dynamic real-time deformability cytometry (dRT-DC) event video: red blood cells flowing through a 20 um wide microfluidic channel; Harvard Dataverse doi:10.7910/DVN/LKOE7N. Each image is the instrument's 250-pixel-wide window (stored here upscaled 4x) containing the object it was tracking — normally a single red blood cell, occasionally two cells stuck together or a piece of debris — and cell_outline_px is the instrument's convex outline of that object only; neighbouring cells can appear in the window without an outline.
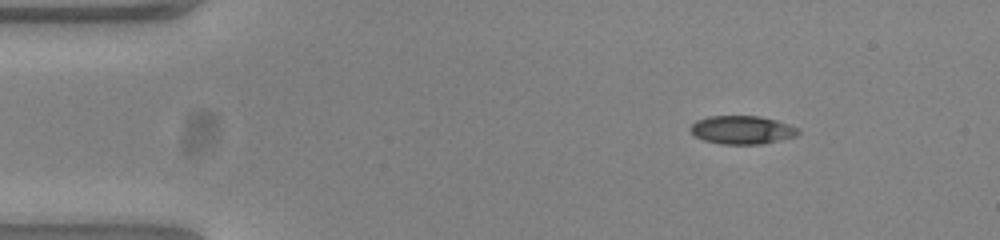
{"species": "common noctule bat (a hibernating species)", "species_latin": "Nyctalus noctula", "temperature_condition": "warm", "stored_images_in_passage": 47, "camera_frame_rate_fps": 3000, "um_per_image_px": 0.085, "animal": {"sex": "female", "body_mass_g": 23.0, "forearm_length_mm": 53.4}, "frame": {"image": 1, "passage_image": 1, "time_ms": 0.0, "image_size_px": [1000, 240], "cell_outline_px": [[800, 132], [796, 136], [780, 140], [760, 144], [720, 144], [704, 140], [696, 136], [688, 128], [696, 120], [708, 116], [760, 116], [776, 120], [800, 128]], "centroid_in_image_um": [63.08, 11.04], "position_along_channel_um": 21.9, "area_um2": 17.86}}
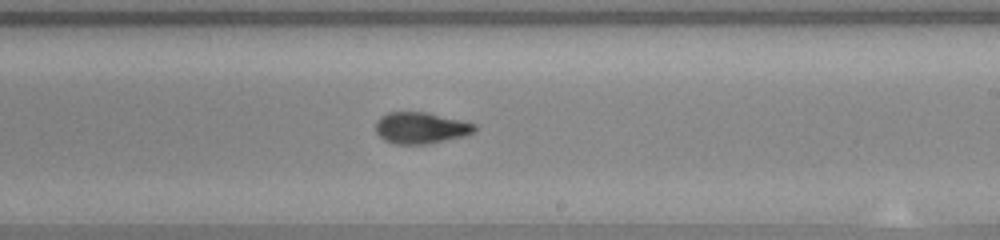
{"frame": {"image": 2, "passage_image": 25, "time_ms": 8.0, "image_size_px": [1000, 240], "cell_outline_px": [[476, 128], [472, 132], [464, 136], [428, 144], [396, 144], [384, 140], [376, 132], [376, 120], [380, 116], [388, 112], [428, 112], [476, 124]], "centroid_in_image_um": [35.74, 10.87], "position_along_channel_um": 253.3, "area_um2": 18.09}}
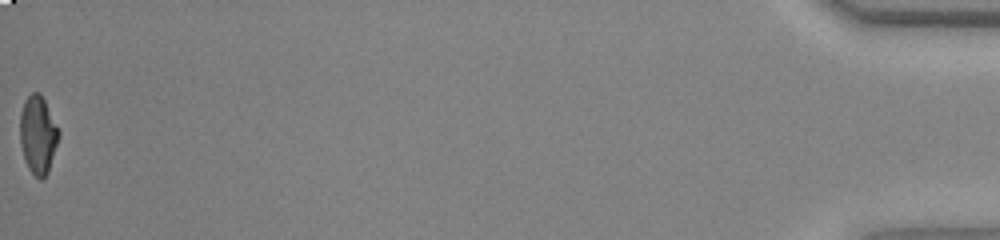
{"frame": {"image": 3, "passage_image": 47, "time_ms": 15.333, "image_size_px": [1000, 240], "cell_outline_px": [[60, 136], [48, 172], [40, 180], [28, 168], [24, 160], [20, 144], [20, 112], [24, 100], [32, 92], [40, 92], [60, 132]], "centroid_in_image_um": [3.21, 11.45], "position_along_channel_um": 432.0, "area_um2": 17.63}, "authors_computed_cell_mechanics": {"area_um2": 18.1492, "velocity_mm_per_s": 3.8659, "shape_relaxation_time_tau1_ms": 7.5441, "shape_relaxation_time_tau2_ms": 1.3789, "deformation_change_tau1": 0.2632, "deformation_change_tau2": 0.0662}}